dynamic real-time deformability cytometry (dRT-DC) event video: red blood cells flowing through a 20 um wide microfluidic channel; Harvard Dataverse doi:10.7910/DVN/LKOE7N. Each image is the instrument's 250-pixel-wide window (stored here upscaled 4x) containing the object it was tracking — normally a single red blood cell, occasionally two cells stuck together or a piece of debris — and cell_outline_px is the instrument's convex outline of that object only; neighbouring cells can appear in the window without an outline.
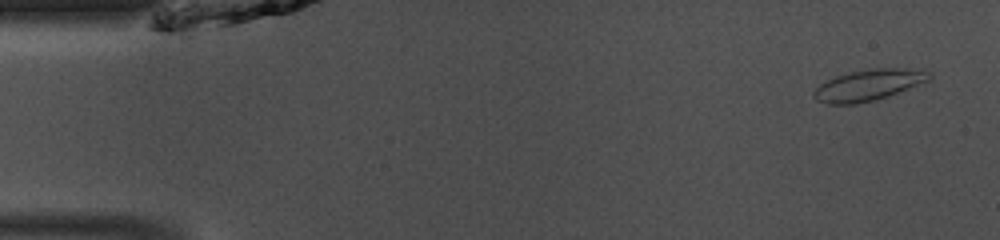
{"species": "common noctule bat (a hibernating species)", "species_latin": "Nyctalus noctula", "temperature_condition": "room temperature", "stored_images_in_passage": 46, "camera_frame_rate_fps": 3000, "um_per_image_px": 0.085, "animal": {"sex": "male", "body_mass_g": 13.0, "forearm_length_mm": 53.1}, "frame": {"image": 1, "passage_image": 1, "time_ms": 0.0, "image_size_px": [1000, 240], "cell_outline_px": [[932, 76], [928, 80], [888, 96], [856, 104], [828, 104], [816, 100], [812, 96], [812, 92], [820, 84], [836, 76], [868, 68], [924, 68], [932, 72]], "centroid_in_image_um": [73.85, 7.21], "position_along_channel_um": 11.2, "area_um2": 20.98}}
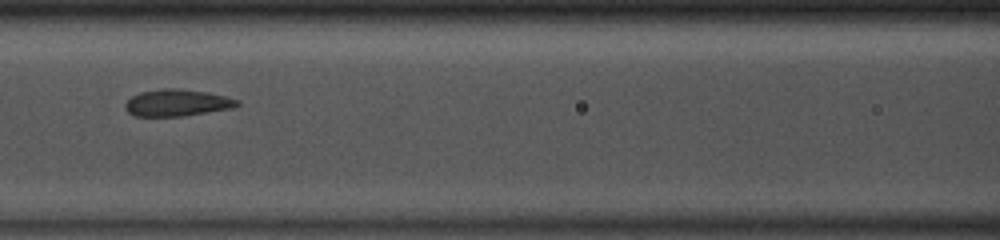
{"frame": {"image": 2, "passage_image": 19, "time_ms": 6.0, "image_size_px": [1000, 240], "cell_outline_px": [[240, 104], [232, 108], [180, 116], [132, 116], [124, 108], [124, 104], [132, 96], [140, 92], [164, 88], [176, 88], [208, 92], [240, 100]], "centroid_in_image_um": [15.02, 8.73], "position_along_channel_um": 151.6, "area_um2": 17.46}}
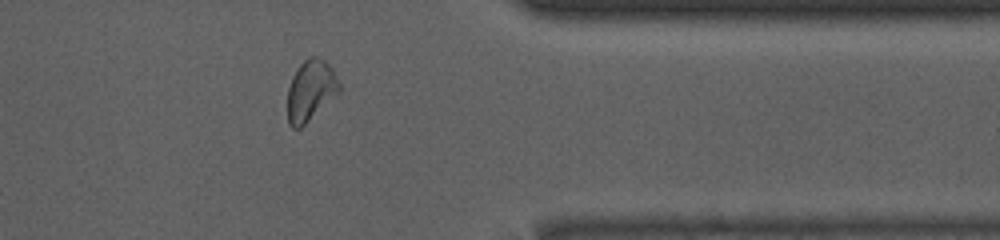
{"frame": {"image": 3, "passage_image": 37, "time_ms": 12.0, "image_size_px": [1000, 240], "cell_outline_px": [[340, 92], [300, 128], [292, 128], [288, 124], [288, 88], [292, 76], [300, 64], [308, 56], [316, 56], [324, 60], [332, 68], [340, 84]], "centroid_in_image_um": [26.4, 7.68], "position_along_channel_um": 385.0, "area_um2": 18.26}, "authors_computed_cell_mechanics": {"area_um2": 18.0625, "velocity_mm_per_s": 4.0984, "shape_relaxation_time_tau1_ms": 2.9021, "shape_relaxation_time_tau2_ms": 1.0089, "deformation_change_tau1": 0.1123, "deformation_change_tau2": 0.0552}}